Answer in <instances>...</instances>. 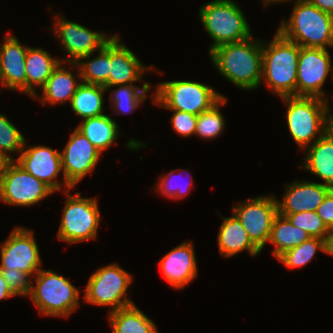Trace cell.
I'll list each match as a JSON object with an SVG mask.
<instances>
[{
  "label": "cell",
  "mask_w": 333,
  "mask_h": 333,
  "mask_svg": "<svg viewBox=\"0 0 333 333\" xmlns=\"http://www.w3.org/2000/svg\"><path fill=\"white\" fill-rule=\"evenodd\" d=\"M218 72L240 89L254 90L262 82V41L252 36L246 40L225 43L210 52Z\"/></svg>",
  "instance_id": "6da1fadb"
},
{
  "label": "cell",
  "mask_w": 333,
  "mask_h": 333,
  "mask_svg": "<svg viewBox=\"0 0 333 333\" xmlns=\"http://www.w3.org/2000/svg\"><path fill=\"white\" fill-rule=\"evenodd\" d=\"M288 21L277 31L300 47H333V15L323 12L308 0H295Z\"/></svg>",
  "instance_id": "7a4b0ae2"
},
{
  "label": "cell",
  "mask_w": 333,
  "mask_h": 333,
  "mask_svg": "<svg viewBox=\"0 0 333 333\" xmlns=\"http://www.w3.org/2000/svg\"><path fill=\"white\" fill-rule=\"evenodd\" d=\"M300 46L278 31L270 43L262 42V81L280 97L296 96Z\"/></svg>",
  "instance_id": "3957f363"
},
{
  "label": "cell",
  "mask_w": 333,
  "mask_h": 333,
  "mask_svg": "<svg viewBox=\"0 0 333 333\" xmlns=\"http://www.w3.org/2000/svg\"><path fill=\"white\" fill-rule=\"evenodd\" d=\"M281 99L287 103L288 131L305 151L328 131L330 108L325 99L318 97L286 96Z\"/></svg>",
  "instance_id": "277c9868"
},
{
  "label": "cell",
  "mask_w": 333,
  "mask_h": 333,
  "mask_svg": "<svg viewBox=\"0 0 333 333\" xmlns=\"http://www.w3.org/2000/svg\"><path fill=\"white\" fill-rule=\"evenodd\" d=\"M199 18L215 47L246 40L252 36L251 28L242 9L232 0H213L199 9Z\"/></svg>",
  "instance_id": "5b68a950"
},
{
  "label": "cell",
  "mask_w": 333,
  "mask_h": 333,
  "mask_svg": "<svg viewBox=\"0 0 333 333\" xmlns=\"http://www.w3.org/2000/svg\"><path fill=\"white\" fill-rule=\"evenodd\" d=\"M29 298L47 316L68 317L79 306L80 290L67 278L51 270L41 268L35 275Z\"/></svg>",
  "instance_id": "8992f818"
},
{
  "label": "cell",
  "mask_w": 333,
  "mask_h": 333,
  "mask_svg": "<svg viewBox=\"0 0 333 333\" xmlns=\"http://www.w3.org/2000/svg\"><path fill=\"white\" fill-rule=\"evenodd\" d=\"M153 103L160 108L174 109L194 115L210 109L224 95L211 86L189 80H172L157 84Z\"/></svg>",
  "instance_id": "52a82bcc"
},
{
  "label": "cell",
  "mask_w": 333,
  "mask_h": 333,
  "mask_svg": "<svg viewBox=\"0 0 333 333\" xmlns=\"http://www.w3.org/2000/svg\"><path fill=\"white\" fill-rule=\"evenodd\" d=\"M65 190L67 199L63 209L58 239L68 244L94 240L100 224V210L96 198H83L81 192L74 196Z\"/></svg>",
  "instance_id": "ba28073f"
},
{
  "label": "cell",
  "mask_w": 333,
  "mask_h": 333,
  "mask_svg": "<svg viewBox=\"0 0 333 333\" xmlns=\"http://www.w3.org/2000/svg\"><path fill=\"white\" fill-rule=\"evenodd\" d=\"M132 275L118 264H108L92 273L84 293V301L98 306L112 307L108 313L133 305L127 298Z\"/></svg>",
  "instance_id": "9c48e42d"
},
{
  "label": "cell",
  "mask_w": 333,
  "mask_h": 333,
  "mask_svg": "<svg viewBox=\"0 0 333 333\" xmlns=\"http://www.w3.org/2000/svg\"><path fill=\"white\" fill-rule=\"evenodd\" d=\"M55 191L15 160L5 161L0 175V201L14 206H32Z\"/></svg>",
  "instance_id": "30bf717a"
},
{
  "label": "cell",
  "mask_w": 333,
  "mask_h": 333,
  "mask_svg": "<svg viewBox=\"0 0 333 333\" xmlns=\"http://www.w3.org/2000/svg\"><path fill=\"white\" fill-rule=\"evenodd\" d=\"M277 199L273 194L257 196L232 208V213L261 251L269 241L274 218L278 215Z\"/></svg>",
  "instance_id": "8fae6325"
},
{
  "label": "cell",
  "mask_w": 333,
  "mask_h": 333,
  "mask_svg": "<svg viewBox=\"0 0 333 333\" xmlns=\"http://www.w3.org/2000/svg\"><path fill=\"white\" fill-rule=\"evenodd\" d=\"M333 77V66L328 49L314 47H300L296 96L318 97L325 99V91L322 89L327 77Z\"/></svg>",
  "instance_id": "7c38bea8"
},
{
  "label": "cell",
  "mask_w": 333,
  "mask_h": 333,
  "mask_svg": "<svg viewBox=\"0 0 333 333\" xmlns=\"http://www.w3.org/2000/svg\"><path fill=\"white\" fill-rule=\"evenodd\" d=\"M34 232L17 226L1 244L0 270L18 269L30 277L41 269L39 247L34 239Z\"/></svg>",
  "instance_id": "4fadbf2b"
},
{
  "label": "cell",
  "mask_w": 333,
  "mask_h": 333,
  "mask_svg": "<svg viewBox=\"0 0 333 333\" xmlns=\"http://www.w3.org/2000/svg\"><path fill=\"white\" fill-rule=\"evenodd\" d=\"M53 19H55L53 33L68 54L65 59L60 58L65 64L77 62L81 57L98 51L113 37L104 34V31H91L83 25L68 21L64 15L57 17L54 15Z\"/></svg>",
  "instance_id": "5bb4252c"
},
{
  "label": "cell",
  "mask_w": 333,
  "mask_h": 333,
  "mask_svg": "<svg viewBox=\"0 0 333 333\" xmlns=\"http://www.w3.org/2000/svg\"><path fill=\"white\" fill-rule=\"evenodd\" d=\"M61 154L64 179L72 188L87 174L92 175L102 153L77 129L68 139Z\"/></svg>",
  "instance_id": "9a60e30c"
},
{
  "label": "cell",
  "mask_w": 333,
  "mask_h": 333,
  "mask_svg": "<svg viewBox=\"0 0 333 333\" xmlns=\"http://www.w3.org/2000/svg\"><path fill=\"white\" fill-rule=\"evenodd\" d=\"M26 142L25 140L21 154L15 161L55 192L60 191L62 187L63 191L72 189L67 182L59 183L56 179L60 172H63L60 152L48 146H28Z\"/></svg>",
  "instance_id": "2e32d148"
},
{
  "label": "cell",
  "mask_w": 333,
  "mask_h": 333,
  "mask_svg": "<svg viewBox=\"0 0 333 333\" xmlns=\"http://www.w3.org/2000/svg\"><path fill=\"white\" fill-rule=\"evenodd\" d=\"M120 41L118 35L110 39V72L108 82L104 85L107 91L118 85L141 82L146 71L156 70L153 65L149 68L144 66L132 50Z\"/></svg>",
  "instance_id": "e0dca14e"
},
{
  "label": "cell",
  "mask_w": 333,
  "mask_h": 333,
  "mask_svg": "<svg viewBox=\"0 0 333 333\" xmlns=\"http://www.w3.org/2000/svg\"><path fill=\"white\" fill-rule=\"evenodd\" d=\"M158 265L172 288L183 289L198 275L193 242H182L163 256Z\"/></svg>",
  "instance_id": "ac0fdd59"
},
{
  "label": "cell",
  "mask_w": 333,
  "mask_h": 333,
  "mask_svg": "<svg viewBox=\"0 0 333 333\" xmlns=\"http://www.w3.org/2000/svg\"><path fill=\"white\" fill-rule=\"evenodd\" d=\"M27 48L12 34H6L0 43L1 85L10 91L26 93Z\"/></svg>",
  "instance_id": "d6986e66"
},
{
  "label": "cell",
  "mask_w": 333,
  "mask_h": 333,
  "mask_svg": "<svg viewBox=\"0 0 333 333\" xmlns=\"http://www.w3.org/2000/svg\"><path fill=\"white\" fill-rule=\"evenodd\" d=\"M282 201L277 200L278 214L289 215L303 211H316L332 187L311 181H294L285 187Z\"/></svg>",
  "instance_id": "ffe728a7"
},
{
  "label": "cell",
  "mask_w": 333,
  "mask_h": 333,
  "mask_svg": "<svg viewBox=\"0 0 333 333\" xmlns=\"http://www.w3.org/2000/svg\"><path fill=\"white\" fill-rule=\"evenodd\" d=\"M63 63L64 62L61 61L57 65L51 76L40 88L42 90V97H40L39 100L42 104L49 103L50 105H54L59 103L63 104L67 101L71 102V99L75 94L78 86L82 83L81 74L77 63L69 62V65H72V68H77V77L74 76L71 72L72 68H69L68 70L63 66Z\"/></svg>",
  "instance_id": "44dd1931"
},
{
  "label": "cell",
  "mask_w": 333,
  "mask_h": 333,
  "mask_svg": "<svg viewBox=\"0 0 333 333\" xmlns=\"http://www.w3.org/2000/svg\"><path fill=\"white\" fill-rule=\"evenodd\" d=\"M218 233V249L220 254L229 258L247 250L251 256H257L261 250L251 241L248 232L238 218L232 213L231 217H223Z\"/></svg>",
  "instance_id": "7402d4cb"
},
{
  "label": "cell",
  "mask_w": 333,
  "mask_h": 333,
  "mask_svg": "<svg viewBox=\"0 0 333 333\" xmlns=\"http://www.w3.org/2000/svg\"><path fill=\"white\" fill-rule=\"evenodd\" d=\"M302 168L333 188V134L328 130L307 149Z\"/></svg>",
  "instance_id": "603a6c76"
},
{
  "label": "cell",
  "mask_w": 333,
  "mask_h": 333,
  "mask_svg": "<svg viewBox=\"0 0 333 333\" xmlns=\"http://www.w3.org/2000/svg\"><path fill=\"white\" fill-rule=\"evenodd\" d=\"M61 62L42 48L28 46L25 58L26 94L36 99L35 87L41 88Z\"/></svg>",
  "instance_id": "cb8c5ba5"
},
{
  "label": "cell",
  "mask_w": 333,
  "mask_h": 333,
  "mask_svg": "<svg viewBox=\"0 0 333 333\" xmlns=\"http://www.w3.org/2000/svg\"><path fill=\"white\" fill-rule=\"evenodd\" d=\"M101 153L120 135L116 121L107 114L83 119L76 127Z\"/></svg>",
  "instance_id": "d4e9b609"
},
{
  "label": "cell",
  "mask_w": 333,
  "mask_h": 333,
  "mask_svg": "<svg viewBox=\"0 0 333 333\" xmlns=\"http://www.w3.org/2000/svg\"><path fill=\"white\" fill-rule=\"evenodd\" d=\"M113 333H159L156 324L135 304L110 312Z\"/></svg>",
  "instance_id": "484cf974"
},
{
  "label": "cell",
  "mask_w": 333,
  "mask_h": 333,
  "mask_svg": "<svg viewBox=\"0 0 333 333\" xmlns=\"http://www.w3.org/2000/svg\"><path fill=\"white\" fill-rule=\"evenodd\" d=\"M102 85L82 82L73 95L70 106L72 111L82 119L104 114V92Z\"/></svg>",
  "instance_id": "4316f807"
},
{
  "label": "cell",
  "mask_w": 333,
  "mask_h": 333,
  "mask_svg": "<svg viewBox=\"0 0 333 333\" xmlns=\"http://www.w3.org/2000/svg\"><path fill=\"white\" fill-rule=\"evenodd\" d=\"M309 238L306 231L292 225L286 217L278 214L274 218L268 243L275 247L272 254L278 258L285 251L299 246Z\"/></svg>",
  "instance_id": "83f0119b"
},
{
  "label": "cell",
  "mask_w": 333,
  "mask_h": 333,
  "mask_svg": "<svg viewBox=\"0 0 333 333\" xmlns=\"http://www.w3.org/2000/svg\"><path fill=\"white\" fill-rule=\"evenodd\" d=\"M97 57L90 59L94 53L81 57L76 63L81 74V81L87 84L104 86L110 72V40L98 50Z\"/></svg>",
  "instance_id": "f1b7e54d"
},
{
  "label": "cell",
  "mask_w": 333,
  "mask_h": 333,
  "mask_svg": "<svg viewBox=\"0 0 333 333\" xmlns=\"http://www.w3.org/2000/svg\"><path fill=\"white\" fill-rule=\"evenodd\" d=\"M150 88L151 85L147 82L142 85V88L135 84L118 85V88L111 91L109 100L112 107L110 109L117 115L132 113L147 99L146 94Z\"/></svg>",
  "instance_id": "f546056e"
},
{
  "label": "cell",
  "mask_w": 333,
  "mask_h": 333,
  "mask_svg": "<svg viewBox=\"0 0 333 333\" xmlns=\"http://www.w3.org/2000/svg\"><path fill=\"white\" fill-rule=\"evenodd\" d=\"M318 249L326 253V240L310 237L299 246L285 251L277 259L288 269L301 268L311 262Z\"/></svg>",
  "instance_id": "4dcf8cb0"
},
{
  "label": "cell",
  "mask_w": 333,
  "mask_h": 333,
  "mask_svg": "<svg viewBox=\"0 0 333 333\" xmlns=\"http://www.w3.org/2000/svg\"><path fill=\"white\" fill-rule=\"evenodd\" d=\"M227 102V97H222L210 109L203 111L197 116L195 135L201 139H213L219 137L225 128V118L220 107Z\"/></svg>",
  "instance_id": "1f68e13d"
},
{
  "label": "cell",
  "mask_w": 333,
  "mask_h": 333,
  "mask_svg": "<svg viewBox=\"0 0 333 333\" xmlns=\"http://www.w3.org/2000/svg\"><path fill=\"white\" fill-rule=\"evenodd\" d=\"M22 132L6 117L0 113V157L4 161L15 160L11 153L18 154L25 143Z\"/></svg>",
  "instance_id": "d6a6232c"
},
{
  "label": "cell",
  "mask_w": 333,
  "mask_h": 333,
  "mask_svg": "<svg viewBox=\"0 0 333 333\" xmlns=\"http://www.w3.org/2000/svg\"><path fill=\"white\" fill-rule=\"evenodd\" d=\"M281 216L286 217L292 225L306 231L312 238L326 240L330 232L316 211H303Z\"/></svg>",
  "instance_id": "836d02e7"
},
{
  "label": "cell",
  "mask_w": 333,
  "mask_h": 333,
  "mask_svg": "<svg viewBox=\"0 0 333 333\" xmlns=\"http://www.w3.org/2000/svg\"><path fill=\"white\" fill-rule=\"evenodd\" d=\"M176 170H172L167 174H161L162 177L159 178V182H157L156 190L158 193H160L169 199H182L183 197H186L189 194V191L191 189L193 179L190 178V182L181 183V178L180 176L182 175L181 171H178V179L175 178V172L177 173ZM176 176V177H177ZM180 178V179H179ZM175 180V181H174ZM176 180H178L176 182ZM180 181V182H179Z\"/></svg>",
  "instance_id": "e575fe53"
},
{
  "label": "cell",
  "mask_w": 333,
  "mask_h": 333,
  "mask_svg": "<svg viewBox=\"0 0 333 333\" xmlns=\"http://www.w3.org/2000/svg\"><path fill=\"white\" fill-rule=\"evenodd\" d=\"M1 274L15 296L22 295L28 297L30 295L32 282L27 273L13 269V271L1 270Z\"/></svg>",
  "instance_id": "d590c367"
},
{
  "label": "cell",
  "mask_w": 333,
  "mask_h": 333,
  "mask_svg": "<svg viewBox=\"0 0 333 333\" xmlns=\"http://www.w3.org/2000/svg\"><path fill=\"white\" fill-rule=\"evenodd\" d=\"M167 110H171L174 112L172 117L170 118V122L176 133L183 137H190L195 135L197 115L174 109Z\"/></svg>",
  "instance_id": "8d00e7d4"
},
{
  "label": "cell",
  "mask_w": 333,
  "mask_h": 333,
  "mask_svg": "<svg viewBox=\"0 0 333 333\" xmlns=\"http://www.w3.org/2000/svg\"><path fill=\"white\" fill-rule=\"evenodd\" d=\"M326 227L333 229V189L326 195L323 202L316 209Z\"/></svg>",
  "instance_id": "74e56055"
},
{
  "label": "cell",
  "mask_w": 333,
  "mask_h": 333,
  "mask_svg": "<svg viewBox=\"0 0 333 333\" xmlns=\"http://www.w3.org/2000/svg\"><path fill=\"white\" fill-rule=\"evenodd\" d=\"M312 5L323 12L333 15V0H308Z\"/></svg>",
  "instance_id": "f35d334b"
},
{
  "label": "cell",
  "mask_w": 333,
  "mask_h": 333,
  "mask_svg": "<svg viewBox=\"0 0 333 333\" xmlns=\"http://www.w3.org/2000/svg\"><path fill=\"white\" fill-rule=\"evenodd\" d=\"M15 295L12 293V291L9 289V286L6 282V280L3 278L0 270V300L2 299H8L10 297H14Z\"/></svg>",
  "instance_id": "ab89813d"
},
{
  "label": "cell",
  "mask_w": 333,
  "mask_h": 333,
  "mask_svg": "<svg viewBox=\"0 0 333 333\" xmlns=\"http://www.w3.org/2000/svg\"><path fill=\"white\" fill-rule=\"evenodd\" d=\"M326 254L333 256V229L330 230L326 239Z\"/></svg>",
  "instance_id": "60d3db41"
},
{
  "label": "cell",
  "mask_w": 333,
  "mask_h": 333,
  "mask_svg": "<svg viewBox=\"0 0 333 333\" xmlns=\"http://www.w3.org/2000/svg\"><path fill=\"white\" fill-rule=\"evenodd\" d=\"M263 1V3H264V5L267 7L270 3L271 4H273V3H275L276 4V2L278 3V2H280V3H284L285 1H288V2H293L294 0H262Z\"/></svg>",
  "instance_id": "b9f144b4"
},
{
  "label": "cell",
  "mask_w": 333,
  "mask_h": 333,
  "mask_svg": "<svg viewBox=\"0 0 333 333\" xmlns=\"http://www.w3.org/2000/svg\"><path fill=\"white\" fill-rule=\"evenodd\" d=\"M328 130L333 134V114L329 113V126Z\"/></svg>",
  "instance_id": "7bdbcfd3"
},
{
  "label": "cell",
  "mask_w": 333,
  "mask_h": 333,
  "mask_svg": "<svg viewBox=\"0 0 333 333\" xmlns=\"http://www.w3.org/2000/svg\"><path fill=\"white\" fill-rule=\"evenodd\" d=\"M4 160L0 157V175H1V170H2V166L4 164Z\"/></svg>",
  "instance_id": "ee69618b"
},
{
  "label": "cell",
  "mask_w": 333,
  "mask_h": 333,
  "mask_svg": "<svg viewBox=\"0 0 333 333\" xmlns=\"http://www.w3.org/2000/svg\"><path fill=\"white\" fill-rule=\"evenodd\" d=\"M0 85H1V65H0Z\"/></svg>",
  "instance_id": "f6af8a7d"
}]
</instances>
